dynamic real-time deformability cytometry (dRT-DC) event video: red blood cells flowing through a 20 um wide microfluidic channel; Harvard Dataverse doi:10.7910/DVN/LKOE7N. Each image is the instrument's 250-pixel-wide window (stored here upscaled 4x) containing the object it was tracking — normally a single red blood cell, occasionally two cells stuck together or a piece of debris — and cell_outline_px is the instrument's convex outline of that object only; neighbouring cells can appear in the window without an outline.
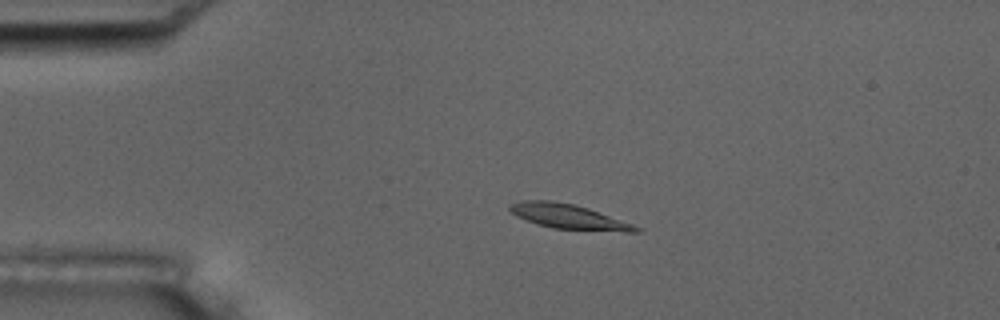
{"species": "common noctule bat (a hibernating species)", "species_latin": "Nyctalus noctula", "temperature_condition": "room temperature", "stored_images_in_passage": 57, "camera_frame_rate_fps": 3000, "um_per_image_px": 0.085, "animal": {"sex": "male", "body_mass_g": 17.5, "forearm_length_mm": 52.3}, "frame": {"image": 1, "passage_image": 13, "time_ms": 4.0, "image_size_px": [1000, 320], "cell_outline_px": [[640, 232], [624, 232], [552, 228], [536, 224], [516, 216], [508, 208], [508, 204], [520, 200], [552, 200], [572, 204], [588, 208], [632, 224], [640, 228]], "centroid_in_image_um": [48.27, 18.4], "position_along_channel_um": 36.7, "area_um2": 18.15}}
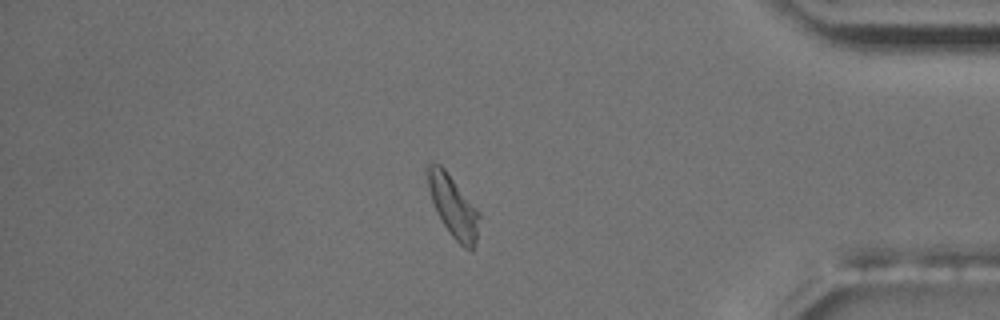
{"frame": {"image": 2, "passage_image": 49, "time_ms": 16.0, "image_size_px": [1000, 320], "cell_outline_px": [[480, 216], [476, 240], [472, 248], [464, 248], [452, 236], [436, 212], [428, 188], [424, 172], [424, 168], [428, 160], [440, 164], [444, 168], [480, 212]], "centroid_in_image_um": [38.46, 17.43], "position_along_channel_um": 396.7, "area_um2": 18.61}}
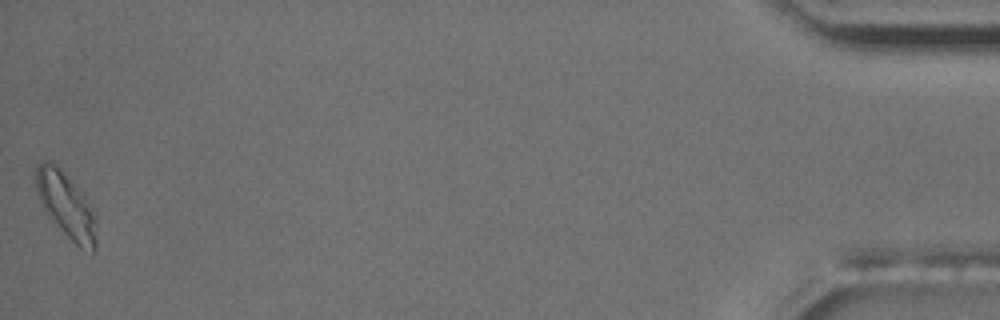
{"frame": {"image": 3, "passage_image": 57, "time_ms": 18.667, "image_size_px": [1000, 320], "cell_outline_px": [[96, 248], [92, 252], [80, 248], [44, 212], [36, 188], [36, 164], [44, 160], [52, 160], [84, 192], [92, 208], [96, 220]], "centroid_in_image_um": [5.63, 17.4], "position_along_channel_um": 429.6, "area_um2": 23.24}, "authors_computed_cell_mechanics": {"area_um2": 17.7446, "velocity_mm_per_s": 3.575, "shape_relaxation_time_tau1_ms": 10.3865, "shape_relaxation_time_tau2_ms": 4.6971, "deformation_change_tau1": 0.2357, "deformation_change_tau2": 0.1026}}